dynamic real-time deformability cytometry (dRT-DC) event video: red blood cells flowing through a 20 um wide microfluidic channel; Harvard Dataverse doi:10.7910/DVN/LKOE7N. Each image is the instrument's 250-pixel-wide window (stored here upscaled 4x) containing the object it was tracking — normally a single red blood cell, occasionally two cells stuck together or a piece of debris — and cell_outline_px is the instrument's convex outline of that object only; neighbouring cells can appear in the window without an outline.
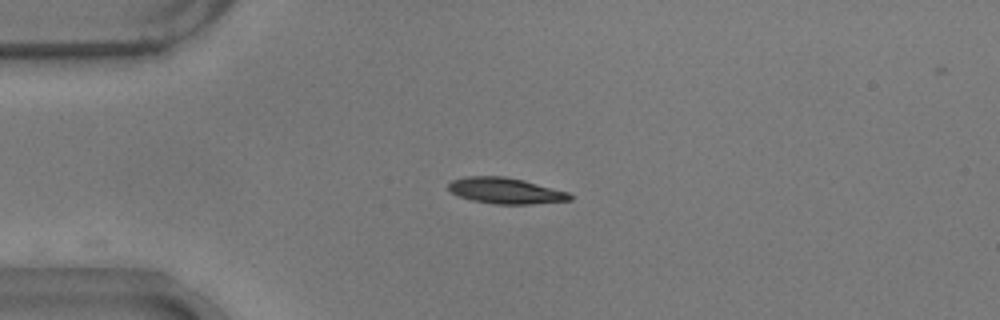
{"species": "common noctule bat (a hibernating species)", "species_latin": "Nyctalus noctula", "temperature_condition": "warm", "stored_images_in_passage": 10, "camera_frame_rate_fps": 3000, "um_per_image_px": 0.085, "animal": {"sex": "male", "body_mass_g": 17.9}, "frame": {"image": 1, "passage_image": 1, "time_ms": 0.0, "image_size_px": [1000, 320], "cell_outline_px": [[572, 200], [532, 204], [492, 204], [472, 200], [460, 196], [452, 192], [448, 188], [448, 184], [452, 180], [464, 176], [504, 176], [524, 180], [568, 192], [572, 196]], "centroid_in_image_um": [42.97, 16.21], "position_along_channel_um": 42.0, "area_um2": 18.38}}
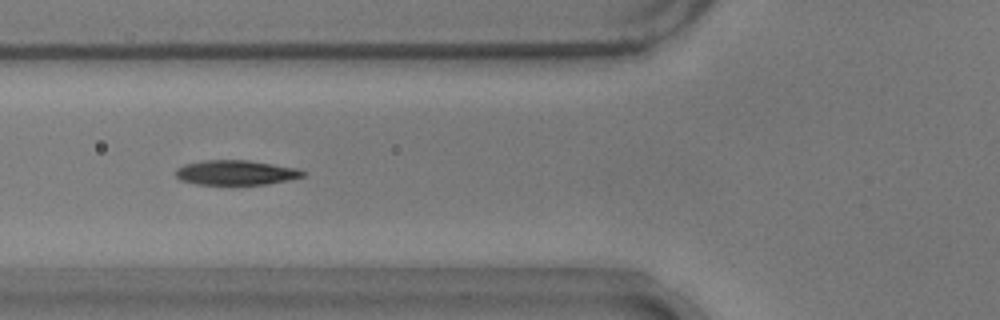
{"frame": {"image": 2, "passage_image": 8, "time_ms": 2.333, "image_size_px": [1000, 320], "cell_outline_px": [[304, 176], [288, 180], [268, 184], [196, 184], [180, 180], [176, 176], [176, 168], [184, 164], [204, 160], [248, 160], [296, 168], [304, 172]], "centroid_in_image_um": [20.01, 14.67], "position_along_channel_um": 105.8, "area_um2": 18.21}}